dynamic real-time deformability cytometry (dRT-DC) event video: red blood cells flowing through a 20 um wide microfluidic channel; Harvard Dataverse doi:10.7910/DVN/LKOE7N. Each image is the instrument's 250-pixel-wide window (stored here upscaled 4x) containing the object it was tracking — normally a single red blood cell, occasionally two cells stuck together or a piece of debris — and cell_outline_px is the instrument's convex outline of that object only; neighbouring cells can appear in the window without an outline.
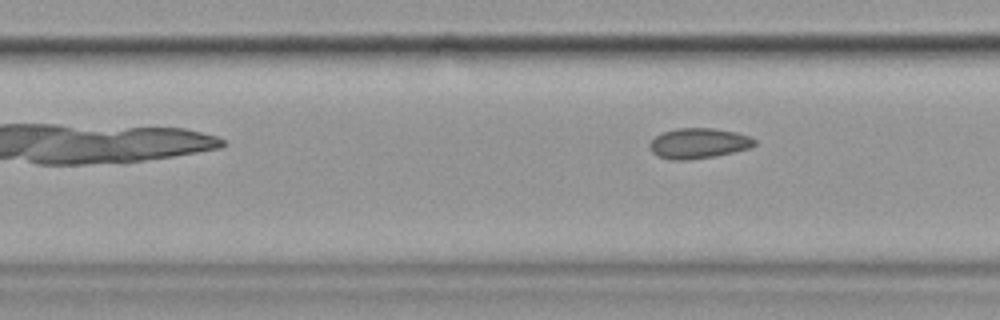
{"species": "common noctule bat (a hibernating species)", "species_latin": "Nyctalus noctula", "temperature_condition": "cold", "stored_images_in_passage": 7, "camera_frame_rate_fps": 3000, "um_per_image_px": 0.085, "animal": {"sex": "female", "body_mass_g": 19.9}, "frame": {"image": 1, "passage_image": 7, "time_ms": 7.0, "image_size_px": [1000, 320], "cell_outline_px": [[756, 144], [748, 148], [716, 156], [688, 160], [672, 160], [656, 156], [652, 152], [648, 144], [656, 136], [664, 132], [676, 128], [712, 128], [736, 132], [748, 136], [756, 140]], "centroid_in_image_um": [59.35, 12.19], "position_along_channel_um": 148.1, "area_um2": 18.5}}